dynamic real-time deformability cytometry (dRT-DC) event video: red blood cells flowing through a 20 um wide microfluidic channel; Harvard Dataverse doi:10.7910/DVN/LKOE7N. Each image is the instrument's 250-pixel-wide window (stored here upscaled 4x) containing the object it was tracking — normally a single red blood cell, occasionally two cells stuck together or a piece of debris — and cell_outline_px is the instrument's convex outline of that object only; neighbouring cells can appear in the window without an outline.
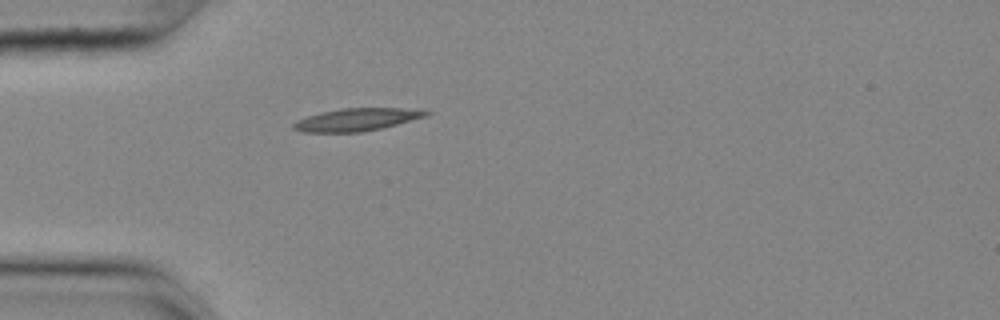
{"species": "common noctule bat (a hibernating species)", "species_latin": "Nyctalus noctula", "temperature_condition": "cold", "stored_images_in_passage": 40, "camera_frame_rate_fps": 3000, "um_per_image_px": 0.085, "animal": {"sex": "female", "body_mass_g": 25.1}, "frame": {"image": 1, "passage_image": 1, "time_ms": 0.0, "image_size_px": [1000, 320], "cell_outline_px": [[432, 112], [424, 116], [396, 124], [380, 128], [360, 132], [304, 132], [292, 128], [292, 124], [296, 120], [320, 112], [340, 108], [400, 108]], "centroid_in_image_um": [30.22, 10.16], "position_along_channel_um": 54.8, "area_um2": 17.11}}
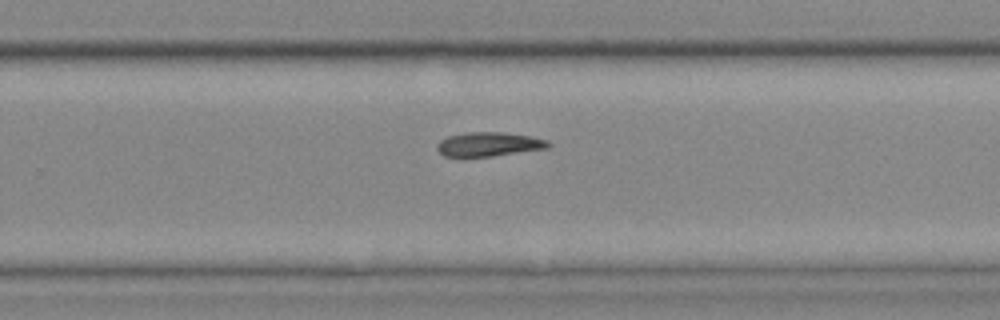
{"frame": {"image": 2, "passage_image": 21, "time_ms": 6.667, "image_size_px": [1000, 320], "cell_outline_px": [[552, 144], [548, 148], [492, 156], [444, 156], [436, 148], [436, 144], [440, 140], [448, 136], [468, 132], [500, 132], [532, 136], [548, 140]], "centroid_in_image_um": [41.57, 12.25], "position_along_channel_um": 288.2, "area_um2": 15.61}}
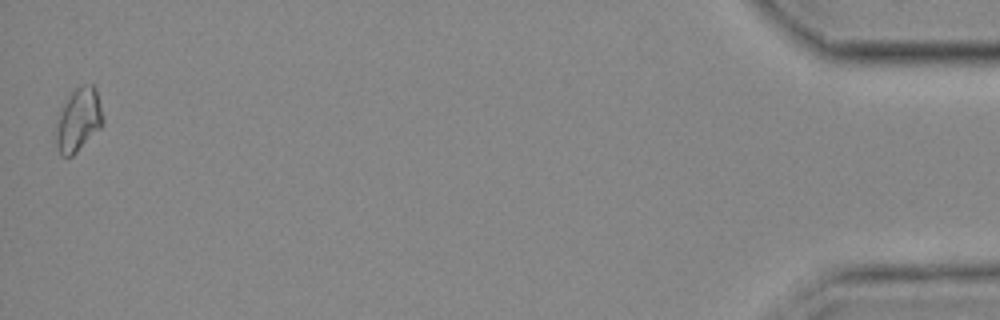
{"frame": {"image": 3, "passage_image": 40, "time_ms": 13.0, "image_size_px": [1000, 320], "cell_outline_px": [[104, 120], [100, 128], [72, 156], [60, 156], [56, 144], [56, 128], [60, 112], [68, 96], [76, 88], [84, 84], [92, 84], [96, 88], [104, 116]], "centroid_in_image_um": [6.69, 10.18], "position_along_channel_um": 428.5, "area_um2": 17.17}}